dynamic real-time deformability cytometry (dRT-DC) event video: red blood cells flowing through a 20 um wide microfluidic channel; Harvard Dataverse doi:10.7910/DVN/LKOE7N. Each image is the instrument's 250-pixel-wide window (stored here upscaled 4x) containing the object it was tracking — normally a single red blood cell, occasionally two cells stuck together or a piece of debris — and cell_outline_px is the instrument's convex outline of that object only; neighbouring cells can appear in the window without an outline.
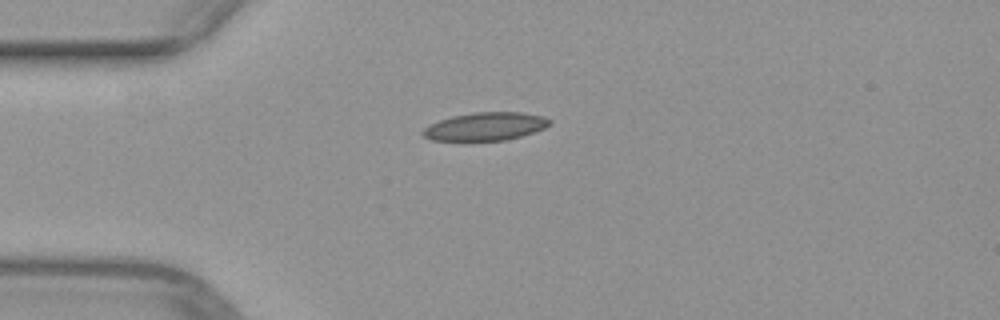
{"species": "common noctule bat (a hibernating species)", "species_latin": "Nyctalus noctula", "temperature_condition": "warm", "stored_images_in_passage": 39, "camera_frame_rate_fps": 3000, "um_per_image_px": 0.085, "animal": {"sex": "female", "body_mass_g": 29.2, "forearm_length_mm": 56.3}, "frame": {"image": 1, "passage_image": 1, "time_ms": 0.0, "image_size_px": [1000, 320], "cell_outline_px": [[552, 124], [544, 128], [520, 136], [504, 140], [464, 144], [432, 140], [424, 136], [420, 132], [424, 128], [440, 120], [452, 116], [476, 112], [520, 112], [544, 116], [552, 120]], "centroid_in_image_um": [41.21, 10.8], "position_along_channel_um": 43.8, "area_um2": 21.56}}
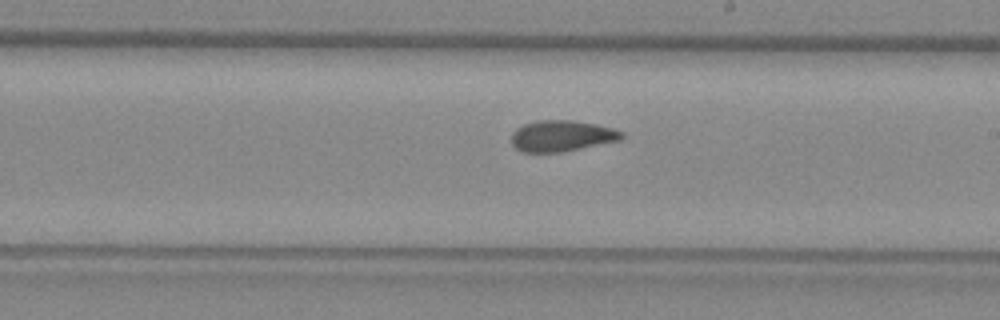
{"frame": {"image": 2, "passage_image": 17, "time_ms": 5.333, "image_size_px": [1000, 320], "cell_outline_px": [[624, 136], [620, 140], [560, 152], [524, 152], [516, 148], [512, 144], [512, 132], [516, 128], [524, 124], [540, 120], [572, 120], [596, 124], [612, 128], [624, 132]], "centroid_in_image_um": [47.74, 11.54], "position_along_channel_um": 241.3, "area_um2": 19.83}}
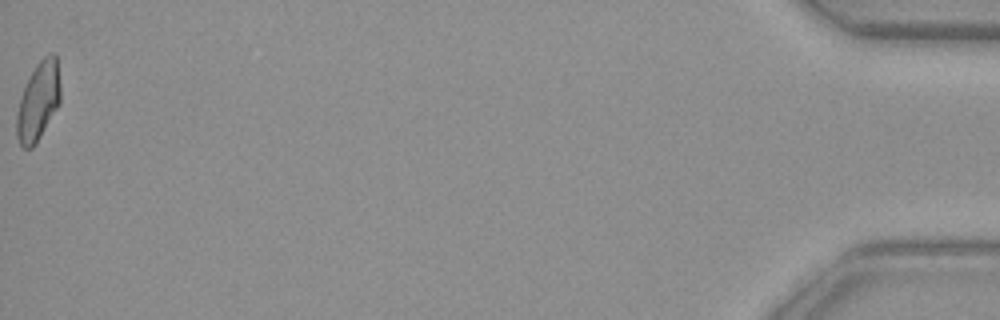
{"frame": {"image": 3, "passage_image": 39, "time_ms": 12.667, "image_size_px": [1000, 320], "cell_outline_px": [[60, 104], [36, 144], [32, 148], [24, 148], [20, 144], [16, 136], [16, 112], [24, 88], [36, 64], [48, 52], [56, 52], [60, 84]], "centroid_in_image_um": [3.27, 8.6], "position_along_channel_um": 431.9, "area_um2": 20.17}}